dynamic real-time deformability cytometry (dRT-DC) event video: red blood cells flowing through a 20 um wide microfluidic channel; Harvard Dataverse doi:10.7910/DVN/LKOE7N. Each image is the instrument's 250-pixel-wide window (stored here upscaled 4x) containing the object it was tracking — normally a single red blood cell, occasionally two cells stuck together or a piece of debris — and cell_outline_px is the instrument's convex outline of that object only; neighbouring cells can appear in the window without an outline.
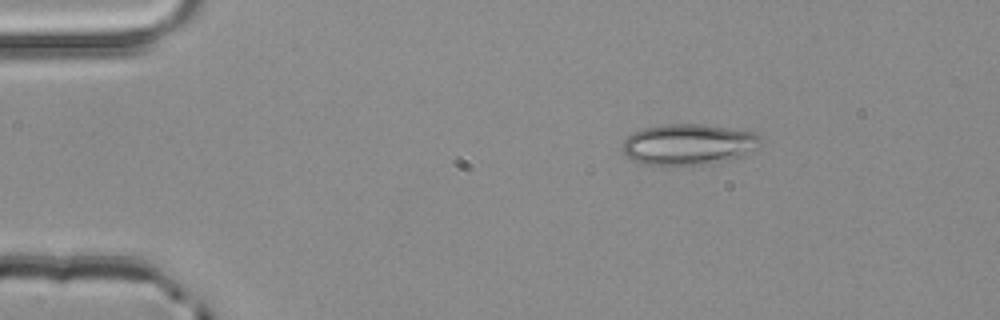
{"species": "common noctule bat (a hibernating species)", "species_latin": "Nyctalus noctula", "temperature_condition": "room temperature", "stored_images_in_passage": 3, "segment_of_instrument_passage": [1, 2], "camera_frame_rate_fps": 3000, "um_per_image_px": 0.085, "animal": {"sex": "male", "body_mass_g": 20.4}, "frame": {"image": 1, "passage_image": 1, "time_ms": 0.0, "image_size_px": [1000, 320], "cell_outline_px": [[760, 140], [756, 148], [740, 156], [692, 168], [664, 168], [644, 164], [632, 160], [620, 148], [624, 140], [632, 132], [644, 128], [664, 124], [704, 124], [756, 132], [760, 136]], "centroid_in_image_um": [58.45, 12.32], "position_along_channel_um": 26.6, "area_um2": 33.99}}